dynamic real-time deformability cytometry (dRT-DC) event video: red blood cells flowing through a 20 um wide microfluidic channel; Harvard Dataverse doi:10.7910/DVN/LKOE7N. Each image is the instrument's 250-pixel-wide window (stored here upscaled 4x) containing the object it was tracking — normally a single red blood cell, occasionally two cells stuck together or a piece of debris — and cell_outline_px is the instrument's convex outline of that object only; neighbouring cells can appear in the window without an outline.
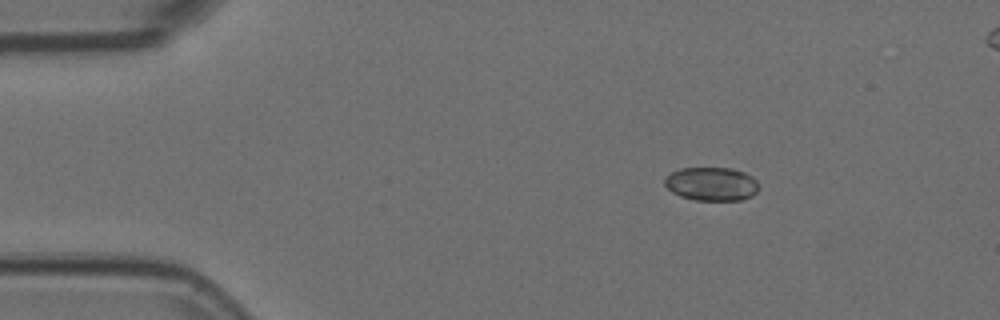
{"species": "Egyptian fruit bat (a non-hibernating species)", "species_latin": "Rousettus aegyptiacus", "temperature_condition": "room temperature", "stored_images_in_passage": 5, "camera_frame_rate_fps": 3000, "um_per_image_px": 0.085, "animal": {"sex": "female"}, "frame": {"image": 1, "passage_image": 1, "time_ms": 0.0, "image_size_px": [1000, 320], "cell_outline_px": [[760, 188], [752, 196], [740, 200], [696, 200], [680, 196], [672, 192], [664, 184], [664, 176], [680, 168], [732, 168], [744, 172], [752, 176], [756, 180]], "centroid_in_image_um": [60.48, 15.63], "position_along_channel_um": 24.5, "area_um2": 18.55}}